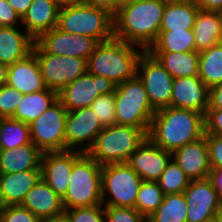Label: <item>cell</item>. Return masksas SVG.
Wrapping results in <instances>:
<instances>
[{
    "mask_svg": "<svg viewBox=\"0 0 222 222\" xmlns=\"http://www.w3.org/2000/svg\"><path fill=\"white\" fill-rule=\"evenodd\" d=\"M141 2L144 0H117V10L121 7H123L124 5L130 4V3H134V2Z\"/></svg>",
    "mask_w": 222,
    "mask_h": 222,
    "instance_id": "52",
    "label": "cell"
},
{
    "mask_svg": "<svg viewBox=\"0 0 222 222\" xmlns=\"http://www.w3.org/2000/svg\"><path fill=\"white\" fill-rule=\"evenodd\" d=\"M166 3L169 2H189V1H193V0H164Z\"/></svg>",
    "mask_w": 222,
    "mask_h": 222,
    "instance_id": "55",
    "label": "cell"
},
{
    "mask_svg": "<svg viewBox=\"0 0 222 222\" xmlns=\"http://www.w3.org/2000/svg\"><path fill=\"white\" fill-rule=\"evenodd\" d=\"M219 211L221 210H200L188 207L186 220L187 222H204L205 220L213 218Z\"/></svg>",
    "mask_w": 222,
    "mask_h": 222,
    "instance_id": "44",
    "label": "cell"
},
{
    "mask_svg": "<svg viewBox=\"0 0 222 222\" xmlns=\"http://www.w3.org/2000/svg\"><path fill=\"white\" fill-rule=\"evenodd\" d=\"M209 179L212 181L213 186L222 201V168L211 169Z\"/></svg>",
    "mask_w": 222,
    "mask_h": 222,
    "instance_id": "48",
    "label": "cell"
},
{
    "mask_svg": "<svg viewBox=\"0 0 222 222\" xmlns=\"http://www.w3.org/2000/svg\"><path fill=\"white\" fill-rule=\"evenodd\" d=\"M199 10L193 1L166 3L160 30L193 29Z\"/></svg>",
    "mask_w": 222,
    "mask_h": 222,
    "instance_id": "29",
    "label": "cell"
},
{
    "mask_svg": "<svg viewBox=\"0 0 222 222\" xmlns=\"http://www.w3.org/2000/svg\"><path fill=\"white\" fill-rule=\"evenodd\" d=\"M187 209L184 193L167 194L157 210L147 218V222H187Z\"/></svg>",
    "mask_w": 222,
    "mask_h": 222,
    "instance_id": "32",
    "label": "cell"
},
{
    "mask_svg": "<svg viewBox=\"0 0 222 222\" xmlns=\"http://www.w3.org/2000/svg\"><path fill=\"white\" fill-rule=\"evenodd\" d=\"M35 42L49 54L73 56L88 60L98 42L92 37L67 33L53 28L42 33Z\"/></svg>",
    "mask_w": 222,
    "mask_h": 222,
    "instance_id": "14",
    "label": "cell"
},
{
    "mask_svg": "<svg viewBox=\"0 0 222 222\" xmlns=\"http://www.w3.org/2000/svg\"><path fill=\"white\" fill-rule=\"evenodd\" d=\"M43 152L33 143L14 149H0V173L41 170Z\"/></svg>",
    "mask_w": 222,
    "mask_h": 222,
    "instance_id": "24",
    "label": "cell"
},
{
    "mask_svg": "<svg viewBox=\"0 0 222 222\" xmlns=\"http://www.w3.org/2000/svg\"><path fill=\"white\" fill-rule=\"evenodd\" d=\"M30 143L29 124L13 118H1L0 149H14Z\"/></svg>",
    "mask_w": 222,
    "mask_h": 222,
    "instance_id": "33",
    "label": "cell"
},
{
    "mask_svg": "<svg viewBox=\"0 0 222 222\" xmlns=\"http://www.w3.org/2000/svg\"><path fill=\"white\" fill-rule=\"evenodd\" d=\"M8 65L0 63V87L7 84Z\"/></svg>",
    "mask_w": 222,
    "mask_h": 222,
    "instance_id": "50",
    "label": "cell"
},
{
    "mask_svg": "<svg viewBox=\"0 0 222 222\" xmlns=\"http://www.w3.org/2000/svg\"><path fill=\"white\" fill-rule=\"evenodd\" d=\"M184 196L191 209L222 210V201L209 178L190 180Z\"/></svg>",
    "mask_w": 222,
    "mask_h": 222,
    "instance_id": "28",
    "label": "cell"
},
{
    "mask_svg": "<svg viewBox=\"0 0 222 222\" xmlns=\"http://www.w3.org/2000/svg\"><path fill=\"white\" fill-rule=\"evenodd\" d=\"M58 100V92L46 88L40 92L24 94L15 111L13 119L31 123Z\"/></svg>",
    "mask_w": 222,
    "mask_h": 222,
    "instance_id": "26",
    "label": "cell"
},
{
    "mask_svg": "<svg viewBox=\"0 0 222 222\" xmlns=\"http://www.w3.org/2000/svg\"><path fill=\"white\" fill-rule=\"evenodd\" d=\"M18 27L20 26L0 27V63L2 64L12 65L32 52L35 40Z\"/></svg>",
    "mask_w": 222,
    "mask_h": 222,
    "instance_id": "23",
    "label": "cell"
},
{
    "mask_svg": "<svg viewBox=\"0 0 222 222\" xmlns=\"http://www.w3.org/2000/svg\"><path fill=\"white\" fill-rule=\"evenodd\" d=\"M171 154L172 159L190 180H204L209 178L211 167L209 164L206 135L196 141L187 143Z\"/></svg>",
    "mask_w": 222,
    "mask_h": 222,
    "instance_id": "18",
    "label": "cell"
},
{
    "mask_svg": "<svg viewBox=\"0 0 222 222\" xmlns=\"http://www.w3.org/2000/svg\"><path fill=\"white\" fill-rule=\"evenodd\" d=\"M137 76L143 82L149 102L156 111L170 106L174 78L148 51L139 59Z\"/></svg>",
    "mask_w": 222,
    "mask_h": 222,
    "instance_id": "11",
    "label": "cell"
},
{
    "mask_svg": "<svg viewBox=\"0 0 222 222\" xmlns=\"http://www.w3.org/2000/svg\"><path fill=\"white\" fill-rule=\"evenodd\" d=\"M208 108L222 109V83L209 89V106Z\"/></svg>",
    "mask_w": 222,
    "mask_h": 222,
    "instance_id": "46",
    "label": "cell"
},
{
    "mask_svg": "<svg viewBox=\"0 0 222 222\" xmlns=\"http://www.w3.org/2000/svg\"><path fill=\"white\" fill-rule=\"evenodd\" d=\"M172 77L198 76L199 53L193 52H149Z\"/></svg>",
    "mask_w": 222,
    "mask_h": 222,
    "instance_id": "27",
    "label": "cell"
},
{
    "mask_svg": "<svg viewBox=\"0 0 222 222\" xmlns=\"http://www.w3.org/2000/svg\"><path fill=\"white\" fill-rule=\"evenodd\" d=\"M115 87L116 85L106 77L86 72L58 92V99L67 111L82 109L90 107L99 95L113 93Z\"/></svg>",
    "mask_w": 222,
    "mask_h": 222,
    "instance_id": "12",
    "label": "cell"
},
{
    "mask_svg": "<svg viewBox=\"0 0 222 222\" xmlns=\"http://www.w3.org/2000/svg\"><path fill=\"white\" fill-rule=\"evenodd\" d=\"M219 14H220V17H221V20H222V9L219 11Z\"/></svg>",
    "mask_w": 222,
    "mask_h": 222,
    "instance_id": "58",
    "label": "cell"
},
{
    "mask_svg": "<svg viewBox=\"0 0 222 222\" xmlns=\"http://www.w3.org/2000/svg\"><path fill=\"white\" fill-rule=\"evenodd\" d=\"M90 107L95 112L103 127L116 124L114 92L106 95H99L91 103Z\"/></svg>",
    "mask_w": 222,
    "mask_h": 222,
    "instance_id": "36",
    "label": "cell"
},
{
    "mask_svg": "<svg viewBox=\"0 0 222 222\" xmlns=\"http://www.w3.org/2000/svg\"><path fill=\"white\" fill-rule=\"evenodd\" d=\"M204 222H216L215 221V216L213 218H211V219L205 220Z\"/></svg>",
    "mask_w": 222,
    "mask_h": 222,
    "instance_id": "56",
    "label": "cell"
},
{
    "mask_svg": "<svg viewBox=\"0 0 222 222\" xmlns=\"http://www.w3.org/2000/svg\"><path fill=\"white\" fill-rule=\"evenodd\" d=\"M190 179L185 175L184 171L178 164L171 159L166 169L158 180L159 186L164 195L174 193H184L188 187Z\"/></svg>",
    "mask_w": 222,
    "mask_h": 222,
    "instance_id": "35",
    "label": "cell"
},
{
    "mask_svg": "<svg viewBox=\"0 0 222 222\" xmlns=\"http://www.w3.org/2000/svg\"><path fill=\"white\" fill-rule=\"evenodd\" d=\"M32 1L33 0H7L15 12L21 16V18L27 12L29 6L32 4Z\"/></svg>",
    "mask_w": 222,
    "mask_h": 222,
    "instance_id": "49",
    "label": "cell"
},
{
    "mask_svg": "<svg viewBox=\"0 0 222 222\" xmlns=\"http://www.w3.org/2000/svg\"><path fill=\"white\" fill-rule=\"evenodd\" d=\"M198 76L209 89L222 83V43L199 53Z\"/></svg>",
    "mask_w": 222,
    "mask_h": 222,
    "instance_id": "31",
    "label": "cell"
},
{
    "mask_svg": "<svg viewBox=\"0 0 222 222\" xmlns=\"http://www.w3.org/2000/svg\"><path fill=\"white\" fill-rule=\"evenodd\" d=\"M7 84L20 91L23 95L40 92L47 88L33 51L23 59L8 66Z\"/></svg>",
    "mask_w": 222,
    "mask_h": 222,
    "instance_id": "20",
    "label": "cell"
},
{
    "mask_svg": "<svg viewBox=\"0 0 222 222\" xmlns=\"http://www.w3.org/2000/svg\"><path fill=\"white\" fill-rule=\"evenodd\" d=\"M54 1H56L60 6L80 4L81 3V0H54Z\"/></svg>",
    "mask_w": 222,
    "mask_h": 222,
    "instance_id": "51",
    "label": "cell"
},
{
    "mask_svg": "<svg viewBox=\"0 0 222 222\" xmlns=\"http://www.w3.org/2000/svg\"><path fill=\"white\" fill-rule=\"evenodd\" d=\"M148 131L149 129L117 124L104 127L87 154L101 166L126 163L147 138Z\"/></svg>",
    "mask_w": 222,
    "mask_h": 222,
    "instance_id": "5",
    "label": "cell"
},
{
    "mask_svg": "<svg viewBox=\"0 0 222 222\" xmlns=\"http://www.w3.org/2000/svg\"><path fill=\"white\" fill-rule=\"evenodd\" d=\"M205 135L222 137V109H207L205 115Z\"/></svg>",
    "mask_w": 222,
    "mask_h": 222,
    "instance_id": "42",
    "label": "cell"
},
{
    "mask_svg": "<svg viewBox=\"0 0 222 222\" xmlns=\"http://www.w3.org/2000/svg\"><path fill=\"white\" fill-rule=\"evenodd\" d=\"M142 181L127 163L103 165L102 205L135 208Z\"/></svg>",
    "mask_w": 222,
    "mask_h": 222,
    "instance_id": "8",
    "label": "cell"
},
{
    "mask_svg": "<svg viewBox=\"0 0 222 222\" xmlns=\"http://www.w3.org/2000/svg\"><path fill=\"white\" fill-rule=\"evenodd\" d=\"M32 51L36 55L45 86L56 92L87 72V61L82 58L46 53L36 42Z\"/></svg>",
    "mask_w": 222,
    "mask_h": 222,
    "instance_id": "9",
    "label": "cell"
},
{
    "mask_svg": "<svg viewBox=\"0 0 222 222\" xmlns=\"http://www.w3.org/2000/svg\"><path fill=\"white\" fill-rule=\"evenodd\" d=\"M204 135V114L169 106L155 112L147 137L159 147L172 153Z\"/></svg>",
    "mask_w": 222,
    "mask_h": 222,
    "instance_id": "2",
    "label": "cell"
},
{
    "mask_svg": "<svg viewBox=\"0 0 222 222\" xmlns=\"http://www.w3.org/2000/svg\"><path fill=\"white\" fill-rule=\"evenodd\" d=\"M104 222H147L135 208L104 206Z\"/></svg>",
    "mask_w": 222,
    "mask_h": 222,
    "instance_id": "38",
    "label": "cell"
},
{
    "mask_svg": "<svg viewBox=\"0 0 222 222\" xmlns=\"http://www.w3.org/2000/svg\"><path fill=\"white\" fill-rule=\"evenodd\" d=\"M82 154L74 150L43 152L42 179L59 197L66 195L73 164Z\"/></svg>",
    "mask_w": 222,
    "mask_h": 222,
    "instance_id": "15",
    "label": "cell"
},
{
    "mask_svg": "<svg viewBox=\"0 0 222 222\" xmlns=\"http://www.w3.org/2000/svg\"><path fill=\"white\" fill-rule=\"evenodd\" d=\"M103 129L91 107L68 111L65 125L66 150L87 153Z\"/></svg>",
    "mask_w": 222,
    "mask_h": 222,
    "instance_id": "13",
    "label": "cell"
},
{
    "mask_svg": "<svg viewBox=\"0 0 222 222\" xmlns=\"http://www.w3.org/2000/svg\"><path fill=\"white\" fill-rule=\"evenodd\" d=\"M22 26V18L18 15L7 0H0V27Z\"/></svg>",
    "mask_w": 222,
    "mask_h": 222,
    "instance_id": "43",
    "label": "cell"
},
{
    "mask_svg": "<svg viewBox=\"0 0 222 222\" xmlns=\"http://www.w3.org/2000/svg\"><path fill=\"white\" fill-rule=\"evenodd\" d=\"M60 5L54 0H33L22 17L25 31L36 40L42 33L57 27Z\"/></svg>",
    "mask_w": 222,
    "mask_h": 222,
    "instance_id": "21",
    "label": "cell"
},
{
    "mask_svg": "<svg viewBox=\"0 0 222 222\" xmlns=\"http://www.w3.org/2000/svg\"><path fill=\"white\" fill-rule=\"evenodd\" d=\"M148 52H193L196 51L193 29L160 30Z\"/></svg>",
    "mask_w": 222,
    "mask_h": 222,
    "instance_id": "30",
    "label": "cell"
},
{
    "mask_svg": "<svg viewBox=\"0 0 222 222\" xmlns=\"http://www.w3.org/2000/svg\"><path fill=\"white\" fill-rule=\"evenodd\" d=\"M21 206L29 209L42 222L64 215L62 198L41 178L26 194Z\"/></svg>",
    "mask_w": 222,
    "mask_h": 222,
    "instance_id": "19",
    "label": "cell"
},
{
    "mask_svg": "<svg viewBox=\"0 0 222 222\" xmlns=\"http://www.w3.org/2000/svg\"><path fill=\"white\" fill-rule=\"evenodd\" d=\"M164 193L158 181H142L136 197L135 209L146 218L152 215L163 201Z\"/></svg>",
    "mask_w": 222,
    "mask_h": 222,
    "instance_id": "34",
    "label": "cell"
},
{
    "mask_svg": "<svg viewBox=\"0 0 222 222\" xmlns=\"http://www.w3.org/2000/svg\"><path fill=\"white\" fill-rule=\"evenodd\" d=\"M44 222H70V220L65 215H63Z\"/></svg>",
    "mask_w": 222,
    "mask_h": 222,
    "instance_id": "53",
    "label": "cell"
},
{
    "mask_svg": "<svg viewBox=\"0 0 222 222\" xmlns=\"http://www.w3.org/2000/svg\"><path fill=\"white\" fill-rule=\"evenodd\" d=\"M196 52L222 43V20L219 12L199 10L193 26Z\"/></svg>",
    "mask_w": 222,
    "mask_h": 222,
    "instance_id": "25",
    "label": "cell"
},
{
    "mask_svg": "<svg viewBox=\"0 0 222 222\" xmlns=\"http://www.w3.org/2000/svg\"><path fill=\"white\" fill-rule=\"evenodd\" d=\"M102 204V166L87 153L73 164L69 187L62 198L64 209Z\"/></svg>",
    "mask_w": 222,
    "mask_h": 222,
    "instance_id": "6",
    "label": "cell"
},
{
    "mask_svg": "<svg viewBox=\"0 0 222 222\" xmlns=\"http://www.w3.org/2000/svg\"><path fill=\"white\" fill-rule=\"evenodd\" d=\"M116 124L149 129L156 110L151 106L143 82L136 76L115 87Z\"/></svg>",
    "mask_w": 222,
    "mask_h": 222,
    "instance_id": "7",
    "label": "cell"
},
{
    "mask_svg": "<svg viewBox=\"0 0 222 222\" xmlns=\"http://www.w3.org/2000/svg\"><path fill=\"white\" fill-rule=\"evenodd\" d=\"M171 159V152L159 147L147 137L126 163L142 180L158 181Z\"/></svg>",
    "mask_w": 222,
    "mask_h": 222,
    "instance_id": "16",
    "label": "cell"
},
{
    "mask_svg": "<svg viewBox=\"0 0 222 222\" xmlns=\"http://www.w3.org/2000/svg\"><path fill=\"white\" fill-rule=\"evenodd\" d=\"M42 178V170L0 173V195L3 206L21 205L26 194Z\"/></svg>",
    "mask_w": 222,
    "mask_h": 222,
    "instance_id": "22",
    "label": "cell"
},
{
    "mask_svg": "<svg viewBox=\"0 0 222 222\" xmlns=\"http://www.w3.org/2000/svg\"><path fill=\"white\" fill-rule=\"evenodd\" d=\"M211 169L222 168V137L206 135Z\"/></svg>",
    "mask_w": 222,
    "mask_h": 222,
    "instance_id": "41",
    "label": "cell"
},
{
    "mask_svg": "<svg viewBox=\"0 0 222 222\" xmlns=\"http://www.w3.org/2000/svg\"><path fill=\"white\" fill-rule=\"evenodd\" d=\"M209 106V88L199 76L175 78L170 107L193 110L206 115Z\"/></svg>",
    "mask_w": 222,
    "mask_h": 222,
    "instance_id": "17",
    "label": "cell"
},
{
    "mask_svg": "<svg viewBox=\"0 0 222 222\" xmlns=\"http://www.w3.org/2000/svg\"><path fill=\"white\" fill-rule=\"evenodd\" d=\"M3 207V202H2V198H1V195H0V208Z\"/></svg>",
    "mask_w": 222,
    "mask_h": 222,
    "instance_id": "57",
    "label": "cell"
},
{
    "mask_svg": "<svg viewBox=\"0 0 222 222\" xmlns=\"http://www.w3.org/2000/svg\"><path fill=\"white\" fill-rule=\"evenodd\" d=\"M0 222H42L29 209L21 205H7L1 208Z\"/></svg>",
    "mask_w": 222,
    "mask_h": 222,
    "instance_id": "40",
    "label": "cell"
},
{
    "mask_svg": "<svg viewBox=\"0 0 222 222\" xmlns=\"http://www.w3.org/2000/svg\"><path fill=\"white\" fill-rule=\"evenodd\" d=\"M81 3L106 9L113 15L117 12V0H81Z\"/></svg>",
    "mask_w": 222,
    "mask_h": 222,
    "instance_id": "45",
    "label": "cell"
},
{
    "mask_svg": "<svg viewBox=\"0 0 222 222\" xmlns=\"http://www.w3.org/2000/svg\"><path fill=\"white\" fill-rule=\"evenodd\" d=\"M145 51L115 38L98 43L87 60V72L106 77L117 86L137 76L138 62Z\"/></svg>",
    "mask_w": 222,
    "mask_h": 222,
    "instance_id": "3",
    "label": "cell"
},
{
    "mask_svg": "<svg viewBox=\"0 0 222 222\" xmlns=\"http://www.w3.org/2000/svg\"><path fill=\"white\" fill-rule=\"evenodd\" d=\"M22 96L20 91L8 84L0 87V118H12Z\"/></svg>",
    "mask_w": 222,
    "mask_h": 222,
    "instance_id": "37",
    "label": "cell"
},
{
    "mask_svg": "<svg viewBox=\"0 0 222 222\" xmlns=\"http://www.w3.org/2000/svg\"><path fill=\"white\" fill-rule=\"evenodd\" d=\"M193 2L205 11L219 12L222 9V0H193Z\"/></svg>",
    "mask_w": 222,
    "mask_h": 222,
    "instance_id": "47",
    "label": "cell"
},
{
    "mask_svg": "<svg viewBox=\"0 0 222 222\" xmlns=\"http://www.w3.org/2000/svg\"><path fill=\"white\" fill-rule=\"evenodd\" d=\"M68 111L58 99L29 123L32 143L42 152L66 150L65 125Z\"/></svg>",
    "mask_w": 222,
    "mask_h": 222,
    "instance_id": "10",
    "label": "cell"
},
{
    "mask_svg": "<svg viewBox=\"0 0 222 222\" xmlns=\"http://www.w3.org/2000/svg\"><path fill=\"white\" fill-rule=\"evenodd\" d=\"M166 2L144 0L119 8L113 15L114 38L148 50L156 41Z\"/></svg>",
    "mask_w": 222,
    "mask_h": 222,
    "instance_id": "1",
    "label": "cell"
},
{
    "mask_svg": "<svg viewBox=\"0 0 222 222\" xmlns=\"http://www.w3.org/2000/svg\"><path fill=\"white\" fill-rule=\"evenodd\" d=\"M70 222H104V205L64 209Z\"/></svg>",
    "mask_w": 222,
    "mask_h": 222,
    "instance_id": "39",
    "label": "cell"
},
{
    "mask_svg": "<svg viewBox=\"0 0 222 222\" xmlns=\"http://www.w3.org/2000/svg\"><path fill=\"white\" fill-rule=\"evenodd\" d=\"M216 222H222V210L215 215Z\"/></svg>",
    "mask_w": 222,
    "mask_h": 222,
    "instance_id": "54",
    "label": "cell"
},
{
    "mask_svg": "<svg viewBox=\"0 0 222 222\" xmlns=\"http://www.w3.org/2000/svg\"><path fill=\"white\" fill-rule=\"evenodd\" d=\"M56 28L92 37L98 43L114 38L113 14L106 9L82 3L60 6Z\"/></svg>",
    "mask_w": 222,
    "mask_h": 222,
    "instance_id": "4",
    "label": "cell"
}]
</instances>
